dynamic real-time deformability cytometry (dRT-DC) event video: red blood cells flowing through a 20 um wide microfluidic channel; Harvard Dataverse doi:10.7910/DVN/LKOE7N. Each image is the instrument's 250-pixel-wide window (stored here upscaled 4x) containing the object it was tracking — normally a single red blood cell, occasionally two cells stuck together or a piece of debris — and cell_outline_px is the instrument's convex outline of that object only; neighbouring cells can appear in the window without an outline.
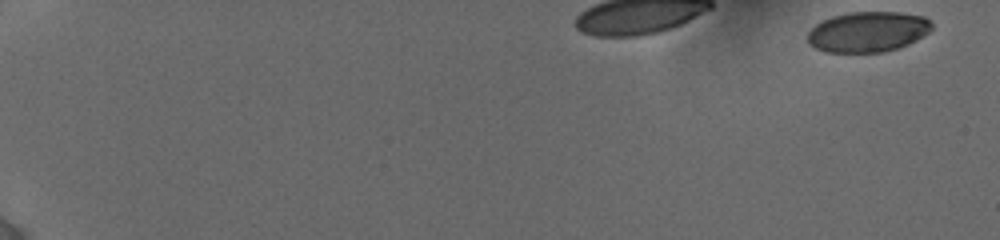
{"species": "human", "species_latin": "Homo sapiens", "temperature_condition": "cold", "stored_images_in_passage": 53, "camera_frame_rate_fps": 3000, "um_per_image_px": 0.085, "donor": {"sex": "female"}, "frame": {"image": 1, "passage_image": 1, "time_ms": 0.0, "image_size_px": [1000, 240], "cell_outline_px": [[932, 28], [928, 32], [916, 40], [908, 44], [884, 52], [828, 52], [816, 48], [808, 40], [808, 32], [816, 24], [832, 16], [848, 12], [900, 12], [924, 16], [932, 24]], "centroid_in_image_um": [73.78, 2.69], "position_along_channel_um": 11.2, "area_um2": 29.02}}
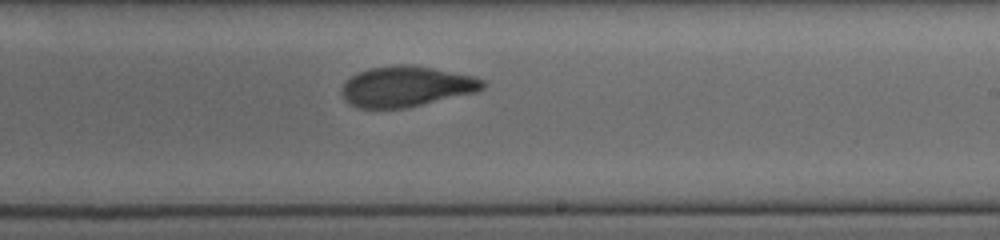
{"frame": {"image": 2, "passage_image": 36, "time_ms": 8.667, "image_size_px": [1000, 240], "cell_outline_px": [[484, 88], [476, 92], [404, 108], [360, 108], [352, 104], [340, 92], [344, 84], [352, 76], [368, 68], [396, 64], [408, 64], [432, 68], [476, 76], [484, 80]], "centroid_in_image_um": [34.56, 7.33], "position_along_channel_um": 254.4, "area_um2": 32.95}}
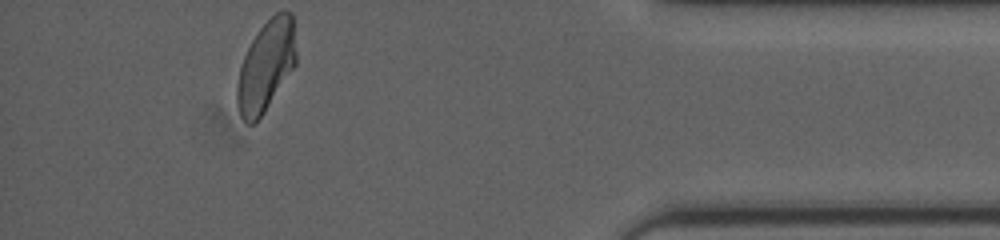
{"frame": {"image": 3, "passage_image": 53, "time_ms": 13.667, "image_size_px": [1000, 240], "cell_outline_px": [[296, 64], [264, 112], [252, 124], [248, 124], [240, 116], [236, 100], [236, 88], [240, 68], [244, 56], [252, 40], [260, 28], [276, 12], [292, 12], [296, 52]], "centroid_in_image_um": [22.61, 5.61], "position_along_channel_um": 412.6, "area_um2": 30.81}, "authors_computed_cell_mechanics": {"area_um2": 33.2928, "velocity_mm_per_s": 3.8424, "shape_relaxation_time_tau1_ms": 5.7095, "shape_relaxation_time_tau2_ms": 1.5802, "deformation_change_tau1": 0.1857, "deformation_change_tau2": 0.0751}}